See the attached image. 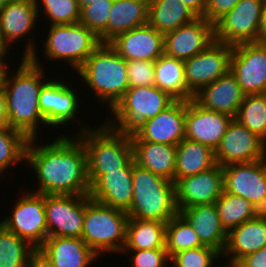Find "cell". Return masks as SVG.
<instances>
[{"label":"cell","instance_id":"7dc6e473","mask_svg":"<svg viewBox=\"0 0 266 267\" xmlns=\"http://www.w3.org/2000/svg\"><path fill=\"white\" fill-rule=\"evenodd\" d=\"M188 6L198 17H203L207 0H181Z\"/></svg>","mask_w":266,"mask_h":267},{"label":"cell","instance_id":"603a6c76","mask_svg":"<svg viewBox=\"0 0 266 267\" xmlns=\"http://www.w3.org/2000/svg\"><path fill=\"white\" fill-rule=\"evenodd\" d=\"M266 245V212H260L227 233L226 247L221 258L229 257L227 265L235 266L242 258ZM224 256V257H223Z\"/></svg>","mask_w":266,"mask_h":267},{"label":"cell","instance_id":"ab89813d","mask_svg":"<svg viewBox=\"0 0 266 267\" xmlns=\"http://www.w3.org/2000/svg\"><path fill=\"white\" fill-rule=\"evenodd\" d=\"M35 3L38 13L43 8L44 20L48 17L50 25L79 22L81 9L77 0H35Z\"/></svg>","mask_w":266,"mask_h":267},{"label":"cell","instance_id":"4316f807","mask_svg":"<svg viewBox=\"0 0 266 267\" xmlns=\"http://www.w3.org/2000/svg\"><path fill=\"white\" fill-rule=\"evenodd\" d=\"M39 14L35 0H19L0 8V26L5 42L11 47L23 36H31Z\"/></svg>","mask_w":266,"mask_h":267},{"label":"cell","instance_id":"db71d44e","mask_svg":"<svg viewBox=\"0 0 266 267\" xmlns=\"http://www.w3.org/2000/svg\"><path fill=\"white\" fill-rule=\"evenodd\" d=\"M19 0H0V8L9 5L10 3H14Z\"/></svg>","mask_w":266,"mask_h":267},{"label":"cell","instance_id":"5bb4252c","mask_svg":"<svg viewBox=\"0 0 266 267\" xmlns=\"http://www.w3.org/2000/svg\"><path fill=\"white\" fill-rule=\"evenodd\" d=\"M48 237L81 238L85 216V195H45Z\"/></svg>","mask_w":266,"mask_h":267},{"label":"cell","instance_id":"f546056e","mask_svg":"<svg viewBox=\"0 0 266 267\" xmlns=\"http://www.w3.org/2000/svg\"><path fill=\"white\" fill-rule=\"evenodd\" d=\"M174 183L180 178L209 170L216 165L215 151L208 146L184 138L176 146Z\"/></svg>","mask_w":266,"mask_h":267},{"label":"cell","instance_id":"2e32d148","mask_svg":"<svg viewBox=\"0 0 266 267\" xmlns=\"http://www.w3.org/2000/svg\"><path fill=\"white\" fill-rule=\"evenodd\" d=\"M59 78L60 80L48 78L40 90L39 108L48 128L63 127L72 122V119L75 120L77 113H80L78 109L81 108V104L77 91L71 83H66V79L63 81Z\"/></svg>","mask_w":266,"mask_h":267},{"label":"cell","instance_id":"60d3db41","mask_svg":"<svg viewBox=\"0 0 266 267\" xmlns=\"http://www.w3.org/2000/svg\"><path fill=\"white\" fill-rule=\"evenodd\" d=\"M218 257H222L218 250L204 245L174 254L170 264L172 267H216L214 265L216 260L219 261Z\"/></svg>","mask_w":266,"mask_h":267},{"label":"cell","instance_id":"b9f144b4","mask_svg":"<svg viewBox=\"0 0 266 267\" xmlns=\"http://www.w3.org/2000/svg\"><path fill=\"white\" fill-rule=\"evenodd\" d=\"M126 67L130 87L155 86L154 61L127 60Z\"/></svg>","mask_w":266,"mask_h":267},{"label":"cell","instance_id":"ba28073f","mask_svg":"<svg viewBox=\"0 0 266 267\" xmlns=\"http://www.w3.org/2000/svg\"><path fill=\"white\" fill-rule=\"evenodd\" d=\"M47 34L42 43L46 59L65 61L73 71H77L101 45L99 38L79 22L50 25Z\"/></svg>","mask_w":266,"mask_h":267},{"label":"cell","instance_id":"277c9868","mask_svg":"<svg viewBox=\"0 0 266 267\" xmlns=\"http://www.w3.org/2000/svg\"><path fill=\"white\" fill-rule=\"evenodd\" d=\"M81 83L111 110L130 88L126 60L109 44H101L75 72Z\"/></svg>","mask_w":266,"mask_h":267},{"label":"cell","instance_id":"ac0fdd59","mask_svg":"<svg viewBox=\"0 0 266 267\" xmlns=\"http://www.w3.org/2000/svg\"><path fill=\"white\" fill-rule=\"evenodd\" d=\"M224 191L223 166L180 178L175 183L178 211L199 204H214Z\"/></svg>","mask_w":266,"mask_h":267},{"label":"cell","instance_id":"e0dca14e","mask_svg":"<svg viewBox=\"0 0 266 267\" xmlns=\"http://www.w3.org/2000/svg\"><path fill=\"white\" fill-rule=\"evenodd\" d=\"M213 42L214 24L198 17L164 34V54L185 61L206 50Z\"/></svg>","mask_w":266,"mask_h":267},{"label":"cell","instance_id":"83f0119b","mask_svg":"<svg viewBox=\"0 0 266 267\" xmlns=\"http://www.w3.org/2000/svg\"><path fill=\"white\" fill-rule=\"evenodd\" d=\"M131 143L133 160L138 166L174 182L176 146L148 141H131Z\"/></svg>","mask_w":266,"mask_h":267},{"label":"cell","instance_id":"4dcf8cb0","mask_svg":"<svg viewBox=\"0 0 266 267\" xmlns=\"http://www.w3.org/2000/svg\"><path fill=\"white\" fill-rule=\"evenodd\" d=\"M198 16L181 0H149L148 24L160 33L176 30Z\"/></svg>","mask_w":266,"mask_h":267},{"label":"cell","instance_id":"8992f818","mask_svg":"<svg viewBox=\"0 0 266 267\" xmlns=\"http://www.w3.org/2000/svg\"><path fill=\"white\" fill-rule=\"evenodd\" d=\"M175 101L167 92L156 86L130 87L124 96L110 110V119L105 123L121 135L132 137ZM109 120V121H108Z\"/></svg>","mask_w":266,"mask_h":267},{"label":"cell","instance_id":"681fc988","mask_svg":"<svg viewBox=\"0 0 266 267\" xmlns=\"http://www.w3.org/2000/svg\"><path fill=\"white\" fill-rule=\"evenodd\" d=\"M258 42L266 44V1L263 7Z\"/></svg>","mask_w":266,"mask_h":267},{"label":"cell","instance_id":"11a10c76","mask_svg":"<svg viewBox=\"0 0 266 267\" xmlns=\"http://www.w3.org/2000/svg\"><path fill=\"white\" fill-rule=\"evenodd\" d=\"M218 267V266H217ZM219 267H235V266H233V265H220Z\"/></svg>","mask_w":266,"mask_h":267},{"label":"cell","instance_id":"f35d334b","mask_svg":"<svg viewBox=\"0 0 266 267\" xmlns=\"http://www.w3.org/2000/svg\"><path fill=\"white\" fill-rule=\"evenodd\" d=\"M113 0H98L81 8L79 23L90 29L100 40L107 44V23Z\"/></svg>","mask_w":266,"mask_h":267},{"label":"cell","instance_id":"6da1fadb","mask_svg":"<svg viewBox=\"0 0 266 267\" xmlns=\"http://www.w3.org/2000/svg\"><path fill=\"white\" fill-rule=\"evenodd\" d=\"M38 138L28 142L26 164L35 172L39 194L89 195L86 152L75 136L64 134L49 143L36 145Z\"/></svg>","mask_w":266,"mask_h":267},{"label":"cell","instance_id":"5b68a950","mask_svg":"<svg viewBox=\"0 0 266 267\" xmlns=\"http://www.w3.org/2000/svg\"><path fill=\"white\" fill-rule=\"evenodd\" d=\"M132 183L128 218L167 223L179 213L174 182L138 166L133 160Z\"/></svg>","mask_w":266,"mask_h":267},{"label":"cell","instance_id":"8fae6325","mask_svg":"<svg viewBox=\"0 0 266 267\" xmlns=\"http://www.w3.org/2000/svg\"><path fill=\"white\" fill-rule=\"evenodd\" d=\"M224 191L250 201L266 212V158L223 166Z\"/></svg>","mask_w":266,"mask_h":267},{"label":"cell","instance_id":"3957f363","mask_svg":"<svg viewBox=\"0 0 266 267\" xmlns=\"http://www.w3.org/2000/svg\"><path fill=\"white\" fill-rule=\"evenodd\" d=\"M78 121L81 130L74 135L85 148L90 186L101 175L124 169L133 161L130 137L114 132L106 123L91 128Z\"/></svg>","mask_w":266,"mask_h":267},{"label":"cell","instance_id":"44dd1931","mask_svg":"<svg viewBox=\"0 0 266 267\" xmlns=\"http://www.w3.org/2000/svg\"><path fill=\"white\" fill-rule=\"evenodd\" d=\"M109 45L126 61H156L164 54V34L146 24L118 35Z\"/></svg>","mask_w":266,"mask_h":267},{"label":"cell","instance_id":"ffe728a7","mask_svg":"<svg viewBox=\"0 0 266 267\" xmlns=\"http://www.w3.org/2000/svg\"><path fill=\"white\" fill-rule=\"evenodd\" d=\"M186 101L175 100L164 111L148 119L131 141H148L177 146L185 138Z\"/></svg>","mask_w":266,"mask_h":267},{"label":"cell","instance_id":"30bf717a","mask_svg":"<svg viewBox=\"0 0 266 267\" xmlns=\"http://www.w3.org/2000/svg\"><path fill=\"white\" fill-rule=\"evenodd\" d=\"M266 0H240L214 24L215 41L231 46L258 42Z\"/></svg>","mask_w":266,"mask_h":267},{"label":"cell","instance_id":"cb8c5ba5","mask_svg":"<svg viewBox=\"0 0 266 267\" xmlns=\"http://www.w3.org/2000/svg\"><path fill=\"white\" fill-rule=\"evenodd\" d=\"M132 162L124 169L101 175L91 186L89 197L109 207L127 212L132 203Z\"/></svg>","mask_w":266,"mask_h":267},{"label":"cell","instance_id":"9a60e30c","mask_svg":"<svg viewBox=\"0 0 266 267\" xmlns=\"http://www.w3.org/2000/svg\"><path fill=\"white\" fill-rule=\"evenodd\" d=\"M265 158L266 142L233 118L215 150L216 164L227 166Z\"/></svg>","mask_w":266,"mask_h":267},{"label":"cell","instance_id":"52a82bcc","mask_svg":"<svg viewBox=\"0 0 266 267\" xmlns=\"http://www.w3.org/2000/svg\"><path fill=\"white\" fill-rule=\"evenodd\" d=\"M128 214L102 205L85 195V216L81 238L98 255L118 253L126 242ZM103 253V254H102Z\"/></svg>","mask_w":266,"mask_h":267},{"label":"cell","instance_id":"d6986e66","mask_svg":"<svg viewBox=\"0 0 266 267\" xmlns=\"http://www.w3.org/2000/svg\"><path fill=\"white\" fill-rule=\"evenodd\" d=\"M230 115L207 110L193 99L186 101L185 138L215 151L232 121Z\"/></svg>","mask_w":266,"mask_h":267},{"label":"cell","instance_id":"c3c4849f","mask_svg":"<svg viewBox=\"0 0 266 267\" xmlns=\"http://www.w3.org/2000/svg\"><path fill=\"white\" fill-rule=\"evenodd\" d=\"M9 127L6 113V98L4 91L0 90V129Z\"/></svg>","mask_w":266,"mask_h":267},{"label":"cell","instance_id":"9c48e42d","mask_svg":"<svg viewBox=\"0 0 266 267\" xmlns=\"http://www.w3.org/2000/svg\"><path fill=\"white\" fill-rule=\"evenodd\" d=\"M21 198L15 200L13 209L2 221L8 230L39 248L48 237L45 216V195L24 190Z\"/></svg>","mask_w":266,"mask_h":267},{"label":"cell","instance_id":"816d5d0a","mask_svg":"<svg viewBox=\"0 0 266 267\" xmlns=\"http://www.w3.org/2000/svg\"><path fill=\"white\" fill-rule=\"evenodd\" d=\"M9 52V45L5 42L0 26V56H7Z\"/></svg>","mask_w":266,"mask_h":267},{"label":"cell","instance_id":"ee69618b","mask_svg":"<svg viewBox=\"0 0 266 267\" xmlns=\"http://www.w3.org/2000/svg\"><path fill=\"white\" fill-rule=\"evenodd\" d=\"M240 0H207L204 18L215 24L226 13L231 11Z\"/></svg>","mask_w":266,"mask_h":267},{"label":"cell","instance_id":"e575fe53","mask_svg":"<svg viewBox=\"0 0 266 267\" xmlns=\"http://www.w3.org/2000/svg\"><path fill=\"white\" fill-rule=\"evenodd\" d=\"M34 249L27 240L0 223V267H27Z\"/></svg>","mask_w":266,"mask_h":267},{"label":"cell","instance_id":"836d02e7","mask_svg":"<svg viewBox=\"0 0 266 267\" xmlns=\"http://www.w3.org/2000/svg\"><path fill=\"white\" fill-rule=\"evenodd\" d=\"M214 204L221 225L227 233L238 225L255 218L260 213L250 201L225 191Z\"/></svg>","mask_w":266,"mask_h":267},{"label":"cell","instance_id":"f907efd6","mask_svg":"<svg viewBox=\"0 0 266 267\" xmlns=\"http://www.w3.org/2000/svg\"><path fill=\"white\" fill-rule=\"evenodd\" d=\"M6 59H8L7 56H0V90H3L5 77L9 70V65L5 61Z\"/></svg>","mask_w":266,"mask_h":267},{"label":"cell","instance_id":"d4e9b609","mask_svg":"<svg viewBox=\"0 0 266 267\" xmlns=\"http://www.w3.org/2000/svg\"><path fill=\"white\" fill-rule=\"evenodd\" d=\"M179 214L190 224L205 246L223 253L227 232L222 227L215 204H199L179 210Z\"/></svg>","mask_w":266,"mask_h":267},{"label":"cell","instance_id":"7a4b0ae2","mask_svg":"<svg viewBox=\"0 0 266 267\" xmlns=\"http://www.w3.org/2000/svg\"><path fill=\"white\" fill-rule=\"evenodd\" d=\"M26 41V48L23 49V56L20 64L17 65L19 67L13 74L8 70L3 91L10 128L18 130L32 139L39 138L37 132L40 130V128L38 129L40 124L42 127L48 125L39 108L40 90L48 79L44 78L47 75L43 69L46 68H43V63L40 64L37 55L38 49L35 46L37 42L29 38Z\"/></svg>","mask_w":266,"mask_h":267},{"label":"cell","instance_id":"7bdbcfd3","mask_svg":"<svg viewBox=\"0 0 266 267\" xmlns=\"http://www.w3.org/2000/svg\"><path fill=\"white\" fill-rule=\"evenodd\" d=\"M131 256L130 267H169L170 257L166 248L129 250ZM169 265V266H168Z\"/></svg>","mask_w":266,"mask_h":267},{"label":"cell","instance_id":"1f68e13d","mask_svg":"<svg viewBox=\"0 0 266 267\" xmlns=\"http://www.w3.org/2000/svg\"><path fill=\"white\" fill-rule=\"evenodd\" d=\"M154 67L157 88L167 92L175 100L193 99L187 89L183 60L163 54L154 62Z\"/></svg>","mask_w":266,"mask_h":267},{"label":"cell","instance_id":"8d00e7d4","mask_svg":"<svg viewBox=\"0 0 266 267\" xmlns=\"http://www.w3.org/2000/svg\"><path fill=\"white\" fill-rule=\"evenodd\" d=\"M29 138L12 128L0 129V176L15 164H26Z\"/></svg>","mask_w":266,"mask_h":267},{"label":"cell","instance_id":"4fadbf2b","mask_svg":"<svg viewBox=\"0 0 266 267\" xmlns=\"http://www.w3.org/2000/svg\"><path fill=\"white\" fill-rule=\"evenodd\" d=\"M230 71L245 95L266 93V44L241 43L233 46Z\"/></svg>","mask_w":266,"mask_h":267},{"label":"cell","instance_id":"f6af8a7d","mask_svg":"<svg viewBox=\"0 0 266 267\" xmlns=\"http://www.w3.org/2000/svg\"><path fill=\"white\" fill-rule=\"evenodd\" d=\"M235 267H266V245L257 252L242 258Z\"/></svg>","mask_w":266,"mask_h":267},{"label":"cell","instance_id":"d6a6232c","mask_svg":"<svg viewBox=\"0 0 266 267\" xmlns=\"http://www.w3.org/2000/svg\"><path fill=\"white\" fill-rule=\"evenodd\" d=\"M166 223L128 218L126 242L122 253L128 250L165 248Z\"/></svg>","mask_w":266,"mask_h":267},{"label":"cell","instance_id":"7402d4cb","mask_svg":"<svg viewBox=\"0 0 266 267\" xmlns=\"http://www.w3.org/2000/svg\"><path fill=\"white\" fill-rule=\"evenodd\" d=\"M245 96L236 76L229 71L201 88L194 94L193 100L207 110L224 113L235 118Z\"/></svg>","mask_w":266,"mask_h":267},{"label":"cell","instance_id":"7c38bea8","mask_svg":"<svg viewBox=\"0 0 266 267\" xmlns=\"http://www.w3.org/2000/svg\"><path fill=\"white\" fill-rule=\"evenodd\" d=\"M232 50L233 46L215 41L184 61L185 81L192 96L230 71Z\"/></svg>","mask_w":266,"mask_h":267},{"label":"cell","instance_id":"f5cc1de1","mask_svg":"<svg viewBox=\"0 0 266 267\" xmlns=\"http://www.w3.org/2000/svg\"><path fill=\"white\" fill-rule=\"evenodd\" d=\"M78 1V4H79V7L80 9L88 4H91L95 1H98V0H77Z\"/></svg>","mask_w":266,"mask_h":267},{"label":"cell","instance_id":"bcb514c9","mask_svg":"<svg viewBox=\"0 0 266 267\" xmlns=\"http://www.w3.org/2000/svg\"><path fill=\"white\" fill-rule=\"evenodd\" d=\"M27 267H55L45 253L39 248H35L27 262Z\"/></svg>","mask_w":266,"mask_h":267},{"label":"cell","instance_id":"f1b7e54d","mask_svg":"<svg viewBox=\"0 0 266 267\" xmlns=\"http://www.w3.org/2000/svg\"><path fill=\"white\" fill-rule=\"evenodd\" d=\"M149 0H115L107 23V44L118 35L148 24Z\"/></svg>","mask_w":266,"mask_h":267},{"label":"cell","instance_id":"d590c367","mask_svg":"<svg viewBox=\"0 0 266 267\" xmlns=\"http://www.w3.org/2000/svg\"><path fill=\"white\" fill-rule=\"evenodd\" d=\"M204 246L190 224L178 213L166 223L165 248L174 254Z\"/></svg>","mask_w":266,"mask_h":267},{"label":"cell","instance_id":"484cf974","mask_svg":"<svg viewBox=\"0 0 266 267\" xmlns=\"http://www.w3.org/2000/svg\"><path fill=\"white\" fill-rule=\"evenodd\" d=\"M55 267H91L99 257L82 238L47 237L39 247Z\"/></svg>","mask_w":266,"mask_h":267},{"label":"cell","instance_id":"74e56055","mask_svg":"<svg viewBox=\"0 0 266 267\" xmlns=\"http://www.w3.org/2000/svg\"><path fill=\"white\" fill-rule=\"evenodd\" d=\"M234 119L266 142V93L246 95Z\"/></svg>","mask_w":266,"mask_h":267}]
</instances>
